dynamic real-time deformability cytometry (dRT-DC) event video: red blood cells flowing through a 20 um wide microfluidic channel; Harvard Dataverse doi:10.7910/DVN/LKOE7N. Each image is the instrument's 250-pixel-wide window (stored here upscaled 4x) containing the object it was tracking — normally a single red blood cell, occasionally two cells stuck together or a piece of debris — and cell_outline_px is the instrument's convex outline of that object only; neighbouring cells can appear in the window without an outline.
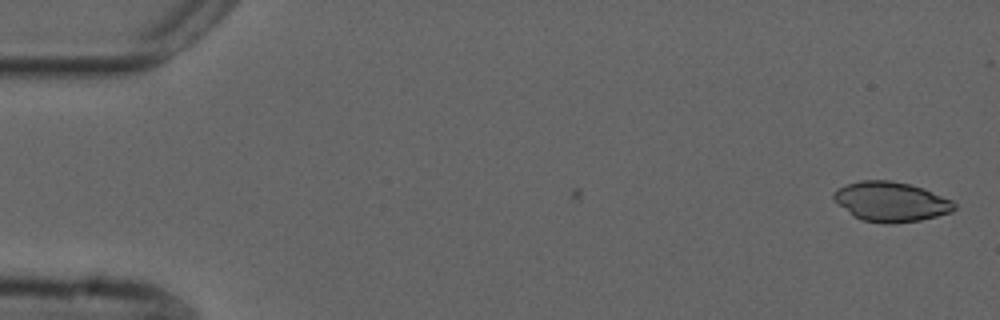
{"species": "common noctule bat (a hibernating species)", "species_latin": "Nyctalus noctula", "temperature_condition": "cold", "stored_images_in_passage": 2, "camera_frame_rate_fps": 3000, "um_per_image_px": 0.085, "animal": {"sex": "male", "forearm_length_mm": 52.5}, "frame": {"image": 1, "passage_image": 2, "time_ms": 0.333, "image_size_px": [1000, 320], "cell_outline_px": [[956, 208], [952, 212], [920, 220], [892, 224], [884, 224], [860, 220], [840, 204], [832, 196], [832, 192], [836, 188], [860, 180], [892, 180], [924, 188], [952, 200], [956, 204]], "centroid_in_image_um": [75.75, 17.14], "position_along_channel_um": 9.2, "area_um2": 27.92}}